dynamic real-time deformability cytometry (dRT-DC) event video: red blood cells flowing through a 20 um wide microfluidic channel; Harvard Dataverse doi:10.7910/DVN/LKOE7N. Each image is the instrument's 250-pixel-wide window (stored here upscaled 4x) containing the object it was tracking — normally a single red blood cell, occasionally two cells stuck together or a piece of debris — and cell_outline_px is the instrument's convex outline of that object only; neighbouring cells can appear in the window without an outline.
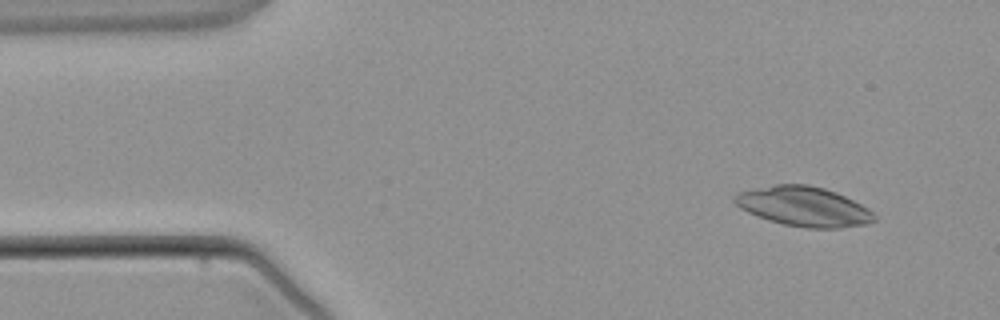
{"species": "common noctule bat (a hibernating species)", "species_latin": "Nyctalus noctula", "temperature_condition": "warm", "stored_images_in_passage": 3, "camera_frame_rate_fps": 3000, "um_per_image_px": 0.085, "animal": {"sex": "male", "body_mass_g": 21.5, "forearm_length_mm": 52.0}, "frame": {"image": 1, "passage_image": 1, "time_ms": 0.0, "image_size_px": [1000, 320], "cell_outline_px": [[876, 220], [868, 224], [840, 228], [808, 228], [784, 224], [768, 220], [756, 216], [740, 208], [732, 200], [740, 192], [776, 184], [808, 184], [824, 188], [836, 192], [868, 208], [876, 216]], "centroid_in_image_um": [68.34, 17.56], "position_along_channel_um": 16.7, "area_um2": 32.08}}
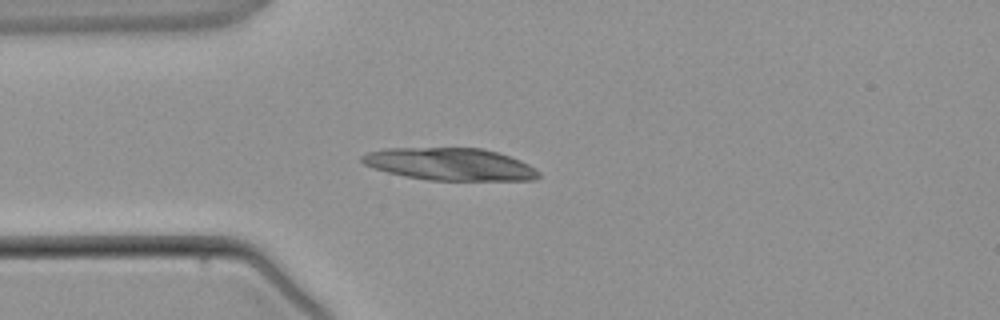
{"frame": {"image": 2, "passage_image": 3, "time_ms": 2.333, "image_size_px": [1000, 320], "cell_outline_px": [[540, 176], [536, 180], [428, 180], [404, 176], [388, 172], [364, 164], [360, 160], [360, 156], [368, 152], [384, 148], [484, 148], [520, 160], [536, 168], [540, 172]], "centroid_in_image_um": [38.26, 13.95], "position_along_channel_um": 46.7, "area_um2": 33.29}}